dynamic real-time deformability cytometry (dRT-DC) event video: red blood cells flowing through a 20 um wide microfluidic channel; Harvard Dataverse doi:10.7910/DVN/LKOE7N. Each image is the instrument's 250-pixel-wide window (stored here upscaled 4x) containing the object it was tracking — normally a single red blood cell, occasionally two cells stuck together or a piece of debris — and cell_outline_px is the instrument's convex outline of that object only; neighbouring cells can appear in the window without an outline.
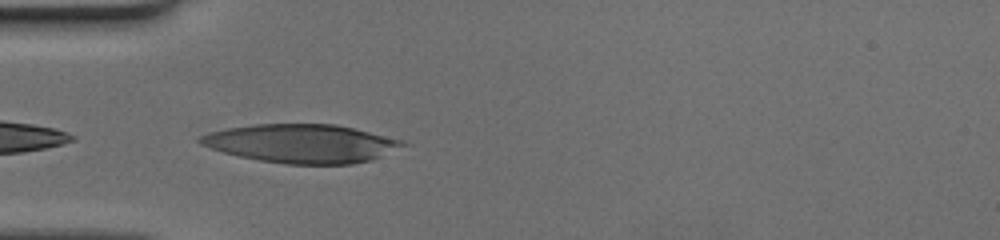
{"species": "human", "species_latin": "Homo sapiens", "temperature_condition": "cold", "stored_images_in_passage": 12, "camera_frame_rate_fps": 3000, "um_per_image_px": 0.085, "donor": {"sex": "female"}, "frame": {"image": 1, "passage_image": 1, "time_ms": 0.0, "image_size_px": [1000, 240], "cell_outline_px": [[408, 144], [372, 160], [352, 164], [288, 164], [260, 160], [240, 156], [224, 152], [200, 144], [196, 140], [200, 136], [208, 132], [228, 128], [252, 124], [336, 124], [400, 140]], "centroid_in_image_um": [25.59, 12.2], "position_along_channel_um": 59.4, "area_um2": 45.08}}
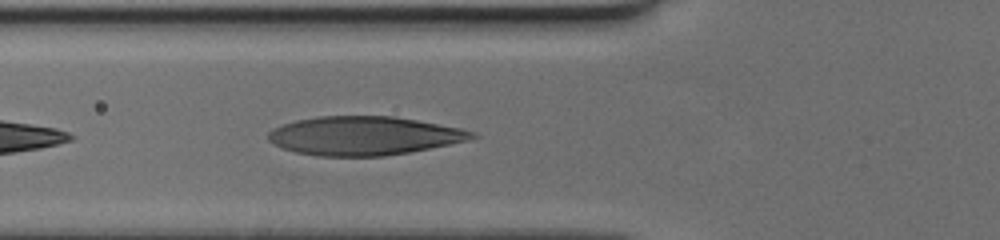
{"frame": {"image": 2, "passage_image": 4, "time_ms": 1.0, "image_size_px": [1000, 240], "cell_outline_px": [[480, 136], [468, 140], [408, 152], [384, 156], [316, 156], [296, 152], [280, 148], [268, 140], [268, 132], [272, 128], [296, 120], [320, 116], [396, 116], [460, 128], [476, 132]], "centroid_in_image_um": [30.91, 11.54], "position_along_channel_um": 94.9, "area_um2": 45.95}}
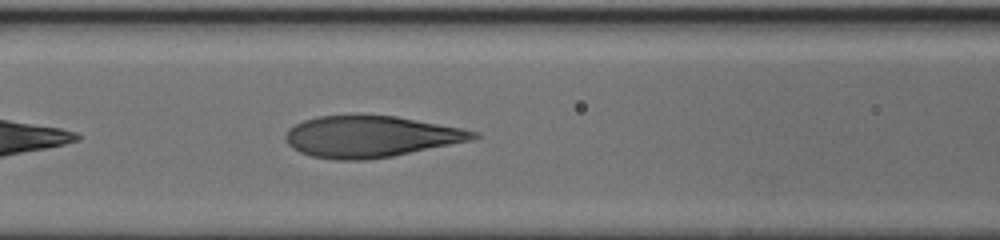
{"frame": {"image": 3, "passage_image": 7, "time_ms": 2.0, "image_size_px": [1000, 240], "cell_outline_px": [[480, 136], [468, 140], [392, 156], [364, 160], [336, 160], [312, 156], [300, 152], [292, 148], [288, 144], [284, 136], [288, 128], [304, 120], [316, 116], [356, 112], [396, 116], [460, 128], [476, 132]], "centroid_in_image_um": [31.38, 11.57], "position_along_channel_um": 135.2, "area_um2": 45.66}}